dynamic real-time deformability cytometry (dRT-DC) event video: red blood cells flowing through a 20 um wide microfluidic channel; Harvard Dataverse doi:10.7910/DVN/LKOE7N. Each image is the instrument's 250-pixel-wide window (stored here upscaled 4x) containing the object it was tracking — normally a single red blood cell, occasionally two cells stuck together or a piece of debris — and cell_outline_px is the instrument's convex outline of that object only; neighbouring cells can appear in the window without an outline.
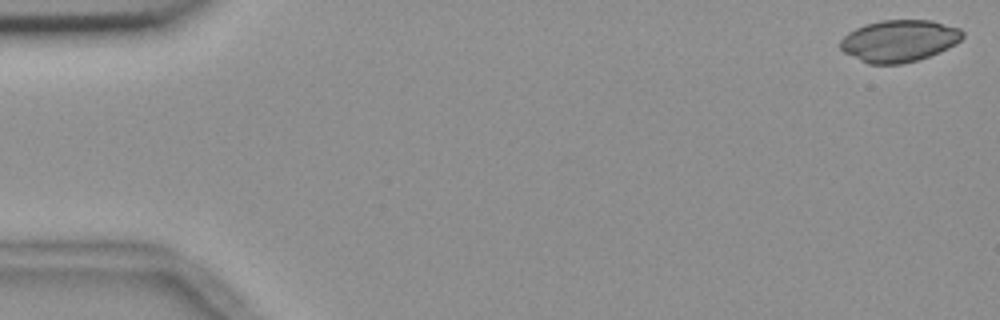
{"species": "common noctule bat (a hibernating species)", "species_latin": "Nyctalus noctula", "temperature_condition": "room temperature", "stored_images_in_passage": 55, "camera_frame_rate_fps": 3000, "um_per_image_px": 0.085, "animal": {"sex": "female", "body_mass_g": 18.4}, "frame": {"image": 1, "passage_image": 1, "time_ms": 0.0, "image_size_px": [1000, 320], "cell_outline_px": [[964, 36], [956, 44], [940, 52], [916, 60], [900, 64], [868, 64], [844, 52], [840, 48], [840, 40], [848, 32], [864, 24], [880, 20], [932, 20], [960, 28], [964, 32]], "centroid_in_image_um": [76.43, 3.46], "position_along_channel_um": 8.6, "area_um2": 29.94}}
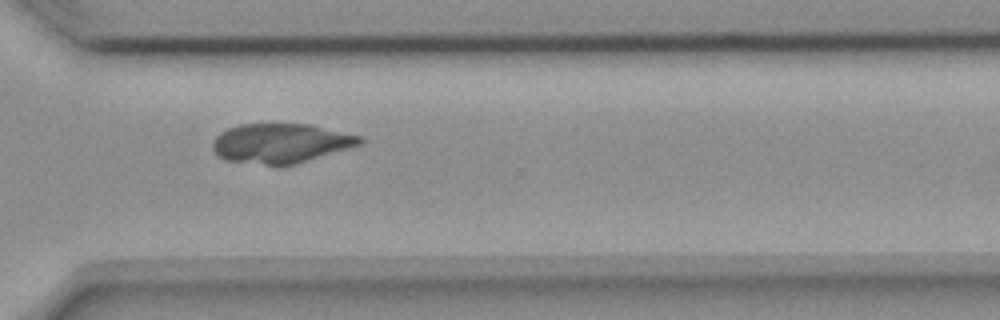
{"frame": {"image": 2, "passage_image": 40, "time_ms": 13.0, "image_size_px": [1000, 320], "cell_outline_px": [[364, 140], [360, 144], [296, 164], [264, 164], [224, 160], [212, 148], [212, 140], [220, 132], [228, 128], [240, 124], [312, 124], [364, 136]], "centroid_in_image_um": [23.87, 12.15], "position_along_channel_um": 346.7, "area_um2": 33.76}}
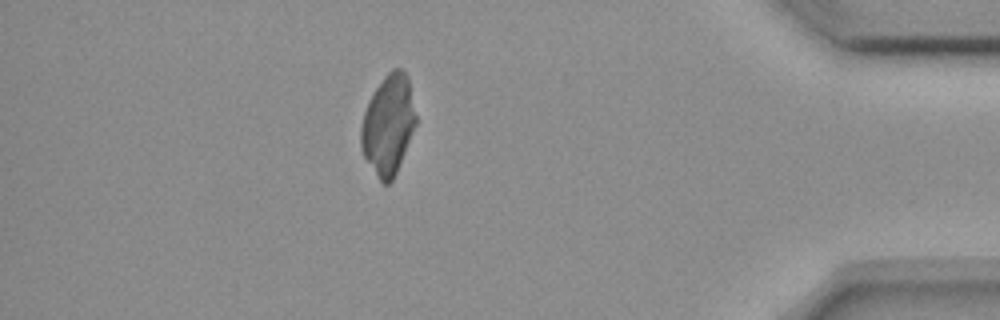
{"frame": {"image": 3, "passage_image": 48, "time_ms": 15.667, "image_size_px": [1000, 320], "cell_outline_px": [[416, 124], [396, 172], [392, 180], [388, 184], [384, 184], [380, 180], [364, 156], [360, 144], [360, 128], [364, 112], [376, 88], [384, 76], [392, 68], [404, 68], [408, 76], [416, 116]], "centroid_in_image_um": [33.0, 10.57], "position_along_channel_um": 402.2, "area_um2": 31.5}}